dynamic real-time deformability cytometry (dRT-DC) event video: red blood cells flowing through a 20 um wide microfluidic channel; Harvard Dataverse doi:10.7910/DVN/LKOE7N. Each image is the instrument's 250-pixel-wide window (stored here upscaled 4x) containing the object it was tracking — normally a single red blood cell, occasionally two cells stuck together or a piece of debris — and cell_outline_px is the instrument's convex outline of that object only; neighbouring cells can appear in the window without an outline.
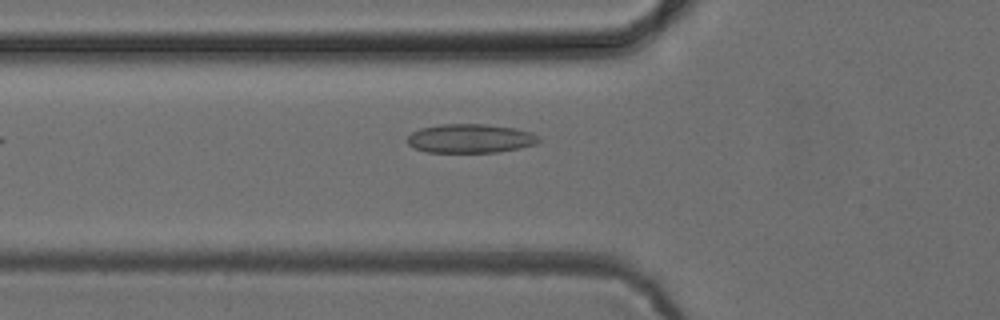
{"species": "common noctule bat (a hibernating species)", "species_latin": "Nyctalus noctula", "temperature_condition": "cold", "stored_images_in_passage": 5, "camera_frame_rate_fps": 3000, "um_per_image_px": 0.085, "animal": {"sex": "female", "body_mass_g": 24.6, "forearm_length_mm": 56.2}, "frame": {"image": 1, "passage_image": 5, "time_ms": 5.667, "image_size_px": [1000, 320], "cell_outline_px": [[540, 140], [536, 144], [520, 148], [496, 152], [428, 152], [416, 148], [408, 144], [408, 136], [412, 132], [420, 128], [440, 124], [484, 124], [516, 128], [532, 132]], "centroid_in_image_um": [39.98, 11.76], "position_along_channel_um": 85.8, "area_um2": 22.08}}